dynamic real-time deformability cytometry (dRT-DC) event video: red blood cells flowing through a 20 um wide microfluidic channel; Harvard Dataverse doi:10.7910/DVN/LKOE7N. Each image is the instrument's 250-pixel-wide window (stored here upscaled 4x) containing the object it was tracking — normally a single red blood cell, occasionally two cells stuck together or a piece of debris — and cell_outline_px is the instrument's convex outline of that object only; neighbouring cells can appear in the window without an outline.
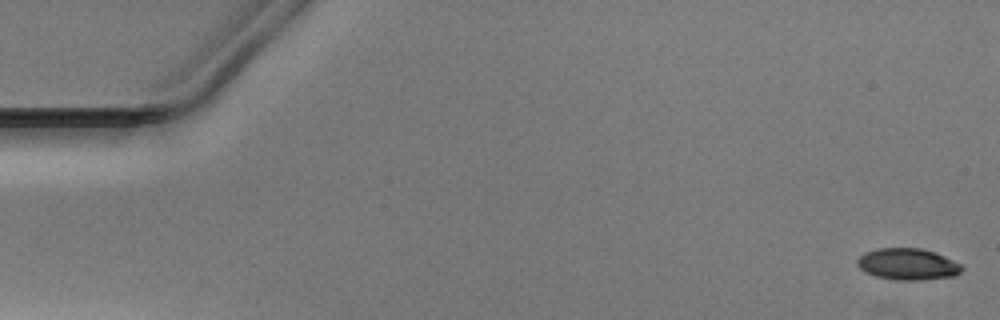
{"species": "Egyptian fruit bat (a non-hibernating species)", "species_latin": "Rousettus aegyptiacus", "temperature_condition": "warm", "stored_images_in_passage": 51, "camera_frame_rate_fps": 3000, "um_per_image_px": 0.085, "animal": {"sex": "male"}, "frame": {"image": 1, "passage_image": 1, "time_ms": 0.0, "image_size_px": [1000, 320], "cell_outline_px": [[964, 268], [960, 272], [952, 276], [920, 280], [896, 280], [876, 276], [864, 272], [856, 264], [856, 260], [864, 252], [876, 248], [920, 248], [936, 252], [960, 264]], "centroid_in_image_um": [77.12, 22.44], "position_along_channel_um": 7.9, "area_um2": 19.25}}
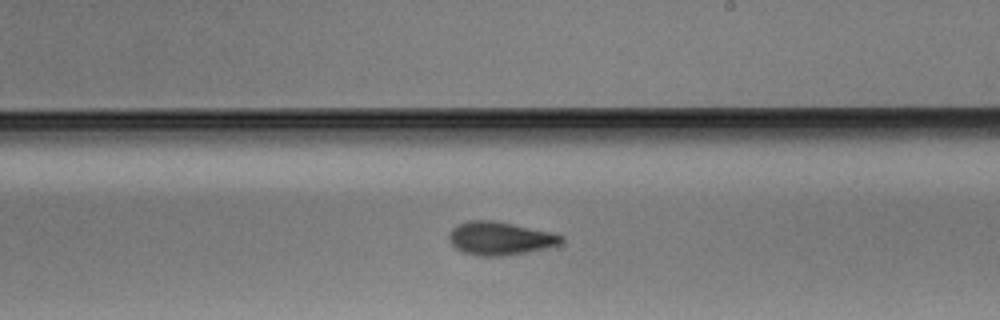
{"frame": {"image": 2, "passage_image": 30, "time_ms": 9.667, "image_size_px": [1000, 320], "cell_outline_px": [[564, 240], [560, 244], [544, 248], [524, 252], [500, 256], [480, 256], [464, 252], [456, 248], [448, 240], [448, 236], [452, 228], [456, 224], [468, 220], [492, 220], [556, 232], [564, 236]], "centroid_in_image_um": [42.51, 20.24], "position_along_channel_um": 246.5, "area_um2": 21.85}}
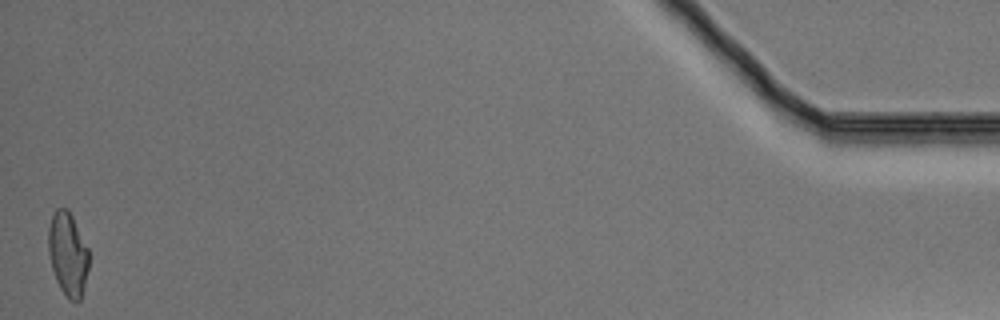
{"frame": {"image": 3, "passage_image": 51, "time_ms": 16.667, "image_size_px": [1000, 320], "cell_outline_px": [[88, 268], [80, 300], [76, 304], [68, 300], [60, 288], [56, 280], [52, 268], [48, 252], [48, 228], [52, 216], [56, 208], [68, 208], [88, 248]], "centroid_in_image_um": [5.75, 21.61], "position_along_channel_um": 429.4, "area_um2": 19.71}}